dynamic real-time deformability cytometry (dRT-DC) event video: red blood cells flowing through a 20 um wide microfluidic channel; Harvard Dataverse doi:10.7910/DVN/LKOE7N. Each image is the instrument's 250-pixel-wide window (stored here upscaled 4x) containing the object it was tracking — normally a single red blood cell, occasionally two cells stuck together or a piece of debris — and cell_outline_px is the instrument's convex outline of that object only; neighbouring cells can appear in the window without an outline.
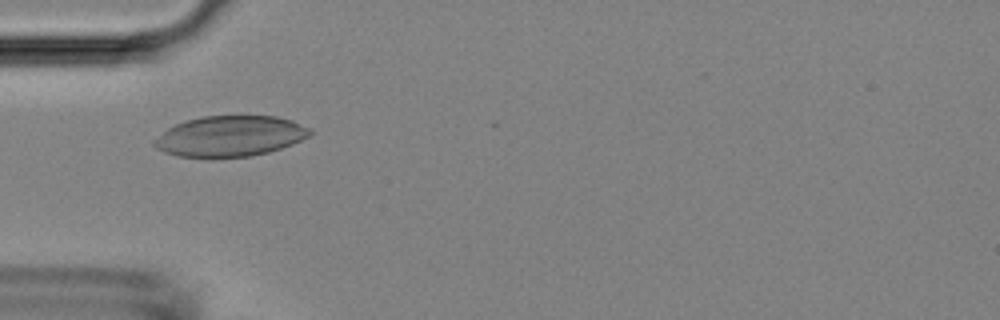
{"species": "Egyptian fruit bat (a non-hibernating species)", "species_latin": "Rousettus aegyptiacus", "temperature_condition": "room temperature", "stored_images_in_passage": 8, "camera_frame_rate_fps": 3000, "um_per_image_px": 0.085, "animal": {"sex": "female"}, "frame": {"image": 1, "passage_image": 5, "time_ms": 4.667, "image_size_px": [1000, 320], "cell_outline_px": [[312, 132], [308, 136], [292, 144], [268, 152], [252, 156], [212, 160], [176, 156], [164, 152], [156, 148], [152, 144], [152, 140], [168, 128], [176, 124], [188, 120], [204, 116], [276, 116], [292, 120], [312, 128]], "centroid_in_image_um": [19.52, 11.61], "position_along_channel_um": 65.5, "area_um2": 37.63}}
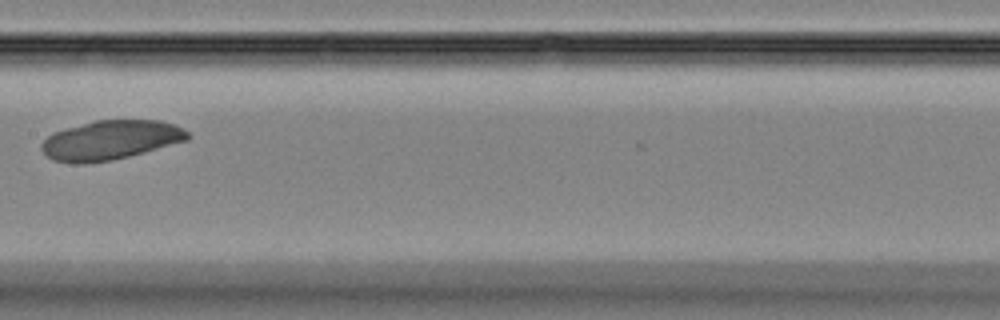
{"frame": {"image": 2, "passage_image": 8, "time_ms": 8.0, "image_size_px": [1000, 320], "cell_outline_px": [[192, 136], [188, 140], [128, 156], [112, 160], [84, 164], [72, 164], [52, 160], [40, 148], [40, 144], [52, 132], [96, 120], [160, 120], [172, 124], [188, 132]], "centroid_in_image_um": [9.36, 11.92], "position_along_channel_um": 198.0, "area_um2": 33.41}}